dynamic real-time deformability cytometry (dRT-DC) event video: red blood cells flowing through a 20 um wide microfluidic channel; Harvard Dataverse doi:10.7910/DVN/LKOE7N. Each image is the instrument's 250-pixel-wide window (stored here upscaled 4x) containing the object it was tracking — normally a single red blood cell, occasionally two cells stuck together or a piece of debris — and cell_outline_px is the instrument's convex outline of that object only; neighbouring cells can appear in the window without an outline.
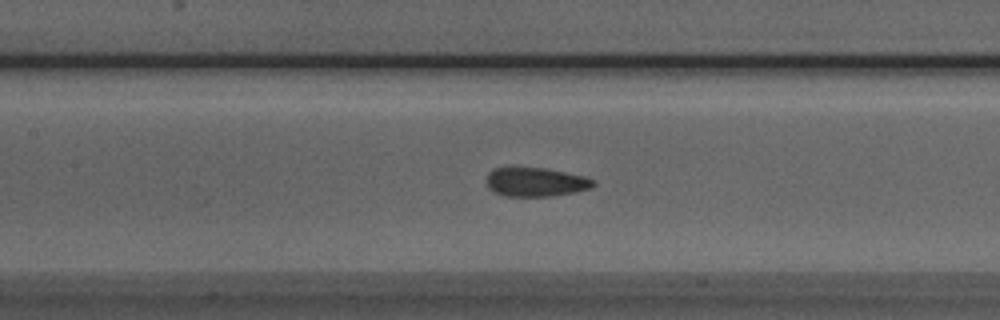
{"species": "Egyptian fruit bat (a non-hibernating species)", "species_latin": "Rousettus aegyptiacus", "temperature_condition": "room temperature", "stored_images_in_passage": 51, "camera_frame_rate_fps": 3000, "um_per_image_px": 0.085, "animal": {"sex": "male"}, "frame": {"image": 1, "passage_image": 22, "time_ms": 7.0, "image_size_px": [1000, 320], "cell_outline_px": [[596, 184], [592, 188], [576, 192], [552, 196], [504, 196], [492, 192], [488, 188], [488, 172], [492, 168], [544, 168], [584, 176], [596, 180]], "centroid_in_image_um": [45.56, 15.48], "position_along_channel_um": 161.8, "area_um2": 18.09}}
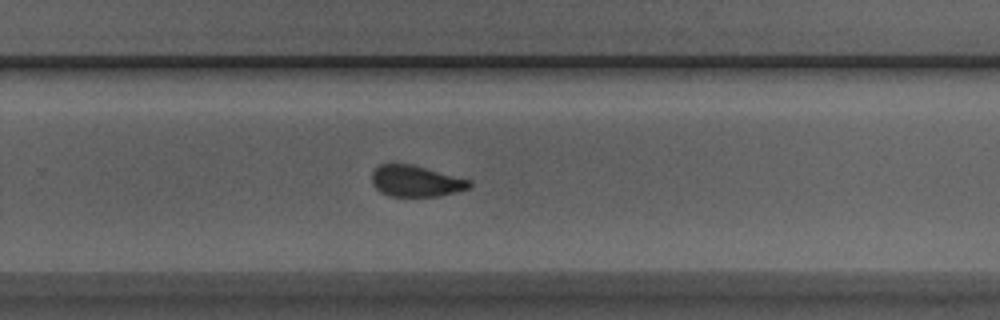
{"frame": {"image": 2, "passage_image": 32, "time_ms": 10.333, "image_size_px": [1000, 320], "cell_outline_px": [[472, 184], [468, 188], [456, 192], [440, 196], [388, 196], [380, 192], [372, 184], [372, 172], [380, 164], [412, 164], [472, 180]], "centroid_in_image_um": [35.35, 15.39], "position_along_channel_um": 294.4, "area_um2": 17.8}}
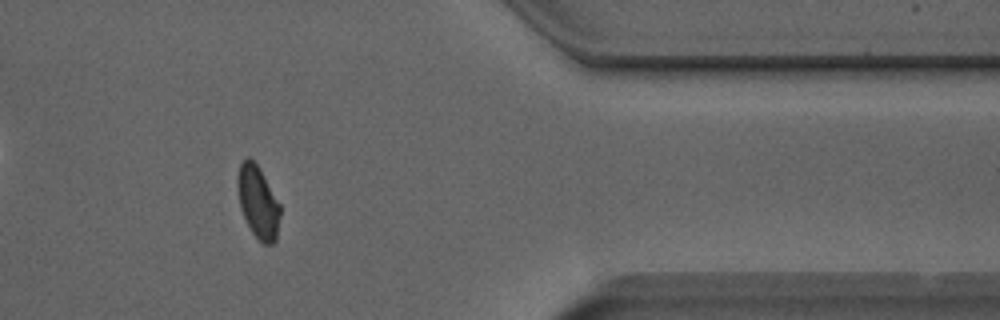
{"frame": {"image": 3, "passage_image": 41, "time_ms": 13.333, "image_size_px": [1000, 320], "cell_outline_px": [[280, 216], [276, 240], [272, 244], [264, 244], [252, 232], [240, 208], [236, 184], [236, 180], [240, 164], [248, 156], [260, 168], [280, 204]], "centroid_in_image_um": [21.92, 17.16], "position_along_channel_um": 389.5, "area_um2": 17.92}, "authors_computed_cell_mechanics": {"area_um2": 18.5538, "velocity_mm_per_s": 3.9875, "shape_relaxation_time_tau1_ms": 6.9731, "shape_relaxation_time_tau2_ms": 0.9851, "deformation_change_tau1": 0.1452, "deformation_change_tau2": 0.0621}}